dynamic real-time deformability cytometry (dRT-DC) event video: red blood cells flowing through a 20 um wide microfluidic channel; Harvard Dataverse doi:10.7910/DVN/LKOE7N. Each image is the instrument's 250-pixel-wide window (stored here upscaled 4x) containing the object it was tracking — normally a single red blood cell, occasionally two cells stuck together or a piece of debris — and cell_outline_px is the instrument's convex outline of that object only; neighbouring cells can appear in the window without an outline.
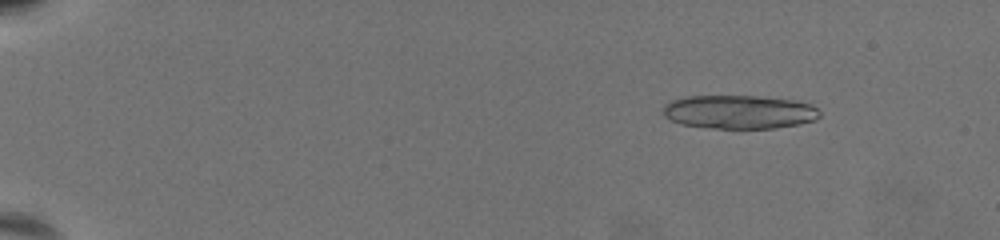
{"species": "common noctule bat (a hibernating species)", "species_latin": "Nyctalus noctula", "temperature_condition": "warm", "stored_images_in_passage": 28, "camera_frame_rate_fps": 3000, "um_per_image_px": 0.085, "animal": {"sex": "female", "body_mass_g": 19.5, "forearm_length_mm": 54.1}, "frame": {"image": 1, "passage_image": 10, "time_ms": 3.0, "image_size_px": [1000, 240], "cell_outline_px": [[820, 116], [816, 120], [800, 124], [776, 128], [708, 128], [680, 124], [664, 116], [664, 104], [672, 100], [684, 96], [756, 96], [796, 100], [812, 104], [820, 112]], "centroid_in_image_um": [62.85, 9.51], "position_along_channel_um": 22.1, "area_um2": 30.92}}
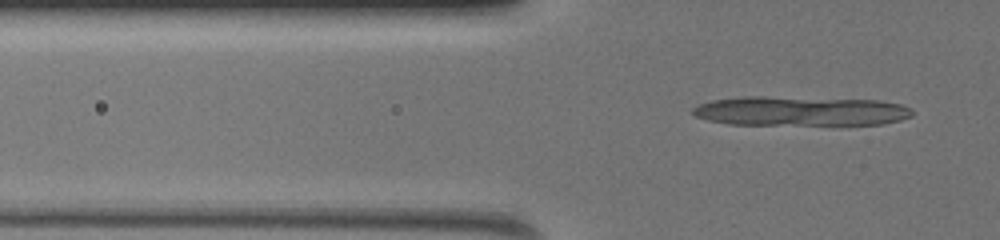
{"frame": {"image": 2, "passage_image": 25, "time_ms": 8.0, "image_size_px": [1000, 240], "cell_outline_px": [[912, 116], [900, 120], [880, 124], [728, 124], [708, 120], [696, 116], [692, 112], [692, 108], [700, 104], [712, 100], [744, 96], [760, 96], [876, 100], [900, 104], [912, 108]], "centroid_in_image_um": [68.02, 9.43], "position_along_channel_um": 57.8, "area_um2": 37.45}}